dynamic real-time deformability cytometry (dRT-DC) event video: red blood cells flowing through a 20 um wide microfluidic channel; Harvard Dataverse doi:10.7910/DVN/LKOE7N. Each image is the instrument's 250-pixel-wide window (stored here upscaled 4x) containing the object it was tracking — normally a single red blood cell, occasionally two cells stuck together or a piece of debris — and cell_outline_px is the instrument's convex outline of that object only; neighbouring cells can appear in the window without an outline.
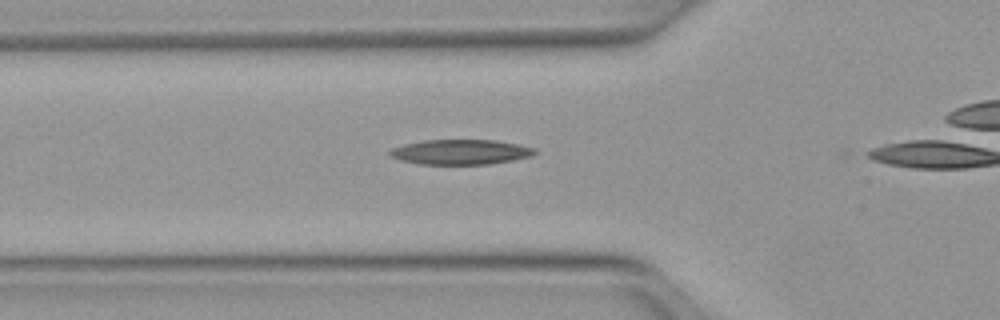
{"species": "Egyptian fruit bat (a non-hibernating species)", "species_latin": "Rousettus aegyptiacus", "temperature_condition": "warm", "stored_images_in_passage": 13, "camera_frame_rate_fps": 3000, "um_per_image_px": 0.085, "animal": {"sex": "female"}, "frame": {"image": 1, "passage_image": 6, "time_ms": 1.667, "image_size_px": [1000, 320], "cell_outline_px": [[536, 152], [532, 156], [512, 160], [488, 164], [420, 164], [400, 160], [388, 156], [388, 152], [392, 148], [404, 144], [424, 140], [496, 140], [536, 148]], "centroid_in_image_um": [39.12, 12.92], "position_along_channel_um": 86.7, "area_um2": 21.1}}